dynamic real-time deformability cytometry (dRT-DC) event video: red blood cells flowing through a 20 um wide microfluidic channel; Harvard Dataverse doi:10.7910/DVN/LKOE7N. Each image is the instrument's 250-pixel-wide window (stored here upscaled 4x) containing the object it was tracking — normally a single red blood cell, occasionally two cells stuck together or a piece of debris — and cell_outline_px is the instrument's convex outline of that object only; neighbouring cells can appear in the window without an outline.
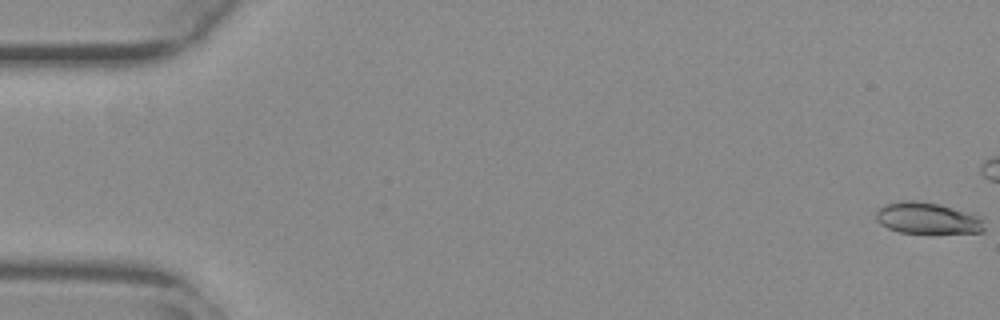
{"species": "common noctule bat (a hibernating species)", "species_latin": "Nyctalus noctula", "temperature_condition": "warm", "stored_images_in_passage": 35, "camera_frame_rate_fps": 3000, "um_per_image_px": 0.085, "animal": {"sex": "female", "body_mass_g": 29.2, "forearm_length_mm": 56.3}, "frame": {"image": 1, "passage_image": 1, "time_ms": 0.0, "image_size_px": [1000, 320], "cell_outline_px": [[984, 232], [928, 236], [900, 232], [888, 228], [880, 224], [876, 220], [876, 212], [880, 208], [888, 204], [900, 200], [916, 200], [936, 204], [984, 216]], "centroid_in_image_um": [78.9, 18.61], "position_along_channel_um": 6.1, "area_um2": 20.81}}
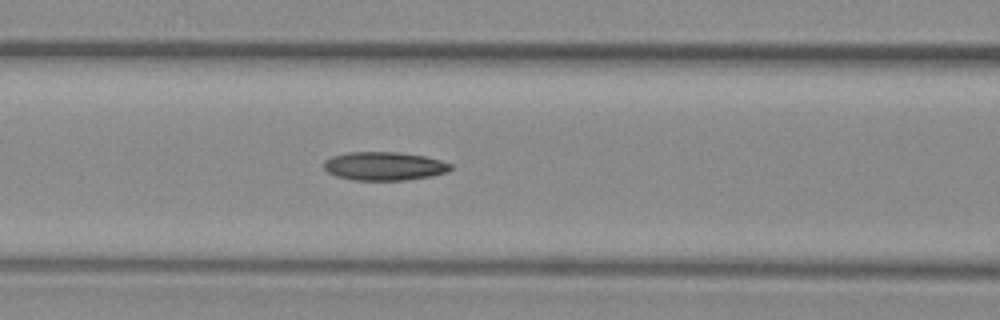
{"frame": {"image": 2, "passage_image": 24, "time_ms": 7.667, "image_size_px": [1000, 320], "cell_outline_px": [[452, 168], [448, 172], [432, 176], [408, 180], [352, 180], [336, 176], [328, 172], [324, 168], [324, 160], [332, 156], [348, 152], [396, 152], [424, 156], [440, 160], [452, 164]], "centroid_in_image_um": [32.66, 14.12], "position_along_channel_um": 133.9, "area_um2": 21.15}}
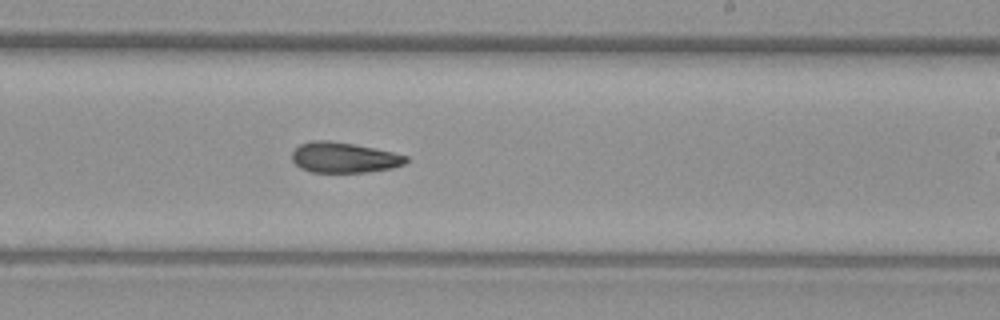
{"frame": {"image": 3, "passage_image": 34, "time_ms": 11.0, "image_size_px": [1000, 320], "cell_outline_px": [[408, 160], [404, 164], [392, 168], [368, 172], [312, 172], [300, 168], [292, 160], [292, 152], [300, 144], [312, 140], [328, 140], [376, 148], [408, 156]], "centroid_in_image_um": [29.24, 13.39], "position_along_channel_um": 259.8, "area_um2": 20.23}}